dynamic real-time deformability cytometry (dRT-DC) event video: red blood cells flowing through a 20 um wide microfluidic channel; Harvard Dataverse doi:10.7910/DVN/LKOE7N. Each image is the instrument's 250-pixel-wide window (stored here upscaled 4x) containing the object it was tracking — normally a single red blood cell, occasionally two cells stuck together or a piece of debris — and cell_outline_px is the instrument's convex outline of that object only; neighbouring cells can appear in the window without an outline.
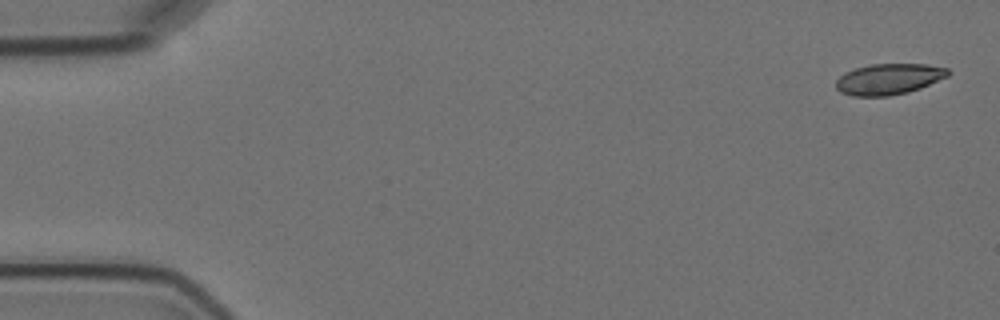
{"species": "Egyptian fruit bat (a non-hibernating species)", "species_latin": "Rousettus aegyptiacus", "temperature_condition": "cold", "stored_images_in_passage": 6, "camera_frame_rate_fps": 3000, "um_per_image_px": 0.085, "animal": {"sex": "female"}, "frame": {"image": 1, "passage_image": 1, "time_ms": 0.0, "image_size_px": [1000, 320], "cell_outline_px": [[952, 72], [948, 76], [920, 88], [908, 92], [888, 96], [852, 96], [840, 92], [836, 88], [836, 80], [844, 72], [856, 68], [872, 64], [928, 64], [948, 68]], "centroid_in_image_um": [75.55, 6.72], "position_along_channel_um": 9.4, "area_um2": 20.29}}
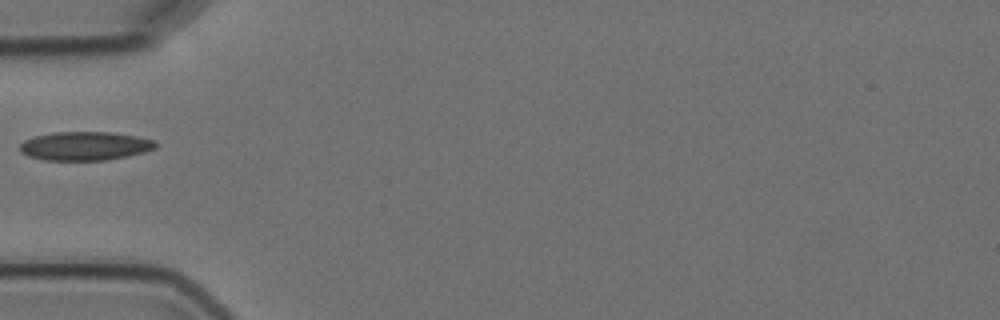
{"frame": {"image": 2, "passage_image": 5, "time_ms": 5.667, "image_size_px": [1000, 320], "cell_outline_px": [[156, 148], [144, 152], [108, 160], [44, 160], [28, 156], [20, 152], [20, 144], [24, 140], [36, 136], [52, 132], [112, 132], [136, 136], [156, 140]], "centroid_in_image_um": [7.22, 12.41], "position_along_channel_um": 77.8, "area_um2": 22.77}}
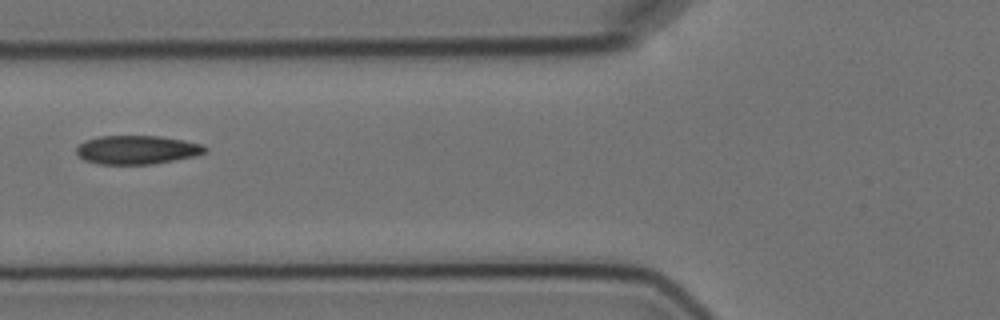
{"frame": {"image": 3, "passage_image": 6, "time_ms": 6.667, "image_size_px": [1000, 320], "cell_outline_px": [[208, 152], [196, 156], [152, 164], [100, 164], [84, 160], [76, 152], [76, 148], [84, 140], [100, 136], [160, 136], [184, 140], [204, 144], [208, 148]], "centroid_in_image_um": [11.69, 12.73], "position_along_channel_um": 114.1, "area_um2": 21.68}}